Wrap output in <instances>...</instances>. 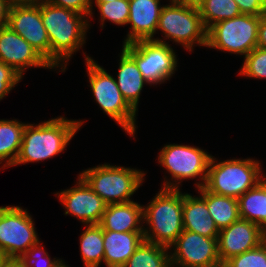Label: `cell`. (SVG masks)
<instances>
[{
    "instance_id": "cell-1",
    "label": "cell",
    "mask_w": 266,
    "mask_h": 267,
    "mask_svg": "<svg viewBox=\"0 0 266 267\" xmlns=\"http://www.w3.org/2000/svg\"><path fill=\"white\" fill-rule=\"evenodd\" d=\"M84 17L73 10L41 1V19L50 40L52 67L68 60L84 44L89 26Z\"/></svg>"
},
{
    "instance_id": "cell-2",
    "label": "cell",
    "mask_w": 266,
    "mask_h": 267,
    "mask_svg": "<svg viewBox=\"0 0 266 267\" xmlns=\"http://www.w3.org/2000/svg\"><path fill=\"white\" fill-rule=\"evenodd\" d=\"M177 184L165 182L163 189L146 208L143 219L150 224L152 231L144 229V240L171 248L183 228V194Z\"/></svg>"
},
{
    "instance_id": "cell-3",
    "label": "cell",
    "mask_w": 266,
    "mask_h": 267,
    "mask_svg": "<svg viewBox=\"0 0 266 267\" xmlns=\"http://www.w3.org/2000/svg\"><path fill=\"white\" fill-rule=\"evenodd\" d=\"M82 124V121L66 120L63 117L37 126L26 124L14 165L42 161L62 152Z\"/></svg>"
},
{
    "instance_id": "cell-4",
    "label": "cell",
    "mask_w": 266,
    "mask_h": 267,
    "mask_svg": "<svg viewBox=\"0 0 266 267\" xmlns=\"http://www.w3.org/2000/svg\"><path fill=\"white\" fill-rule=\"evenodd\" d=\"M211 156L207 179L203 186L207 191L238 199L254 188L263 178L260 165L251 159H233L215 164Z\"/></svg>"
},
{
    "instance_id": "cell-5",
    "label": "cell",
    "mask_w": 266,
    "mask_h": 267,
    "mask_svg": "<svg viewBox=\"0 0 266 267\" xmlns=\"http://www.w3.org/2000/svg\"><path fill=\"white\" fill-rule=\"evenodd\" d=\"M139 170L119 166L101 165L85 170L80 176L107 204L131 202L129 197L142 184Z\"/></svg>"
},
{
    "instance_id": "cell-6",
    "label": "cell",
    "mask_w": 266,
    "mask_h": 267,
    "mask_svg": "<svg viewBox=\"0 0 266 267\" xmlns=\"http://www.w3.org/2000/svg\"><path fill=\"white\" fill-rule=\"evenodd\" d=\"M90 88L102 110L115 120L124 131L135 133L136 111L127 103L120 92L116 79L109 75L91 57H86Z\"/></svg>"
},
{
    "instance_id": "cell-7",
    "label": "cell",
    "mask_w": 266,
    "mask_h": 267,
    "mask_svg": "<svg viewBox=\"0 0 266 267\" xmlns=\"http://www.w3.org/2000/svg\"><path fill=\"white\" fill-rule=\"evenodd\" d=\"M171 1V5L163 6L157 30L160 29L167 39L170 38L184 45L189 51L196 42L206 46L207 30L203 25L198 7L176 0Z\"/></svg>"
},
{
    "instance_id": "cell-8",
    "label": "cell",
    "mask_w": 266,
    "mask_h": 267,
    "mask_svg": "<svg viewBox=\"0 0 266 267\" xmlns=\"http://www.w3.org/2000/svg\"><path fill=\"white\" fill-rule=\"evenodd\" d=\"M260 16L240 14L220 21L207 30V47L248 55L258 42Z\"/></svg>"
},
{
    "instance_id": "cell-9",
    "label": "cell",
    "mask_w": 266,
    "mask_h": 267,
    "mask_svg": "<svg viewBox=\"0 0 266 267\" xmlns=\"http://www.w3.org/2000/svg\"><path fill=\"white\" fill-rule=\"evenodd\" d=\"M165 42L151 39L123 45V50L136 62L146 83L164 82L176 70V55Z\"/></svg>"
},
{
    "instance_id": "cell-10",
    "label": "cell",
    "mask_w": 266,
    "mask_h": 267,
    "mask_svg": "<svg viewBox=\"0 0 266 267\" xmlns=\"http://www.w3.org/2000/svg\"><path fill=\"white\" fill-rule=\"evenodd\" d=\"M39 242L32 218L18 206L0 207V253L17 260Z\"/></svg>"
},
{
    "instance_id": "cell-11",
    "label": "cell",
    "mask_w": 266,
    "mask_h": 267,
    "mask_svg": "<svg viewBox=\"0 0 266 267\" xmlns=\"http://www.w3.org/2000/svg\"><path fill=\"white\" fill-rule=\"evenodd\" d=\"M171 267H222L218 255L217 238H209L189 230H183L172 244Z\"/></svg>"
},
{
    "instance_id": "cell-12",
    "label": "cell",
    "mask_w": 266,
    "mask_h": 267,
    "mask_svg": "<svg viewBox=\"0 0 266 267\" xmlns=\"http://www.w3.org/2000/svg\"><path fill=\"white\" fill-rule=\"evenodd\" d=\"M210 159L211 155L203 149L177 144L164 146L158 158L162 167L164 166L176 180L193 179L200 175L204 182L198 183V188L205 185Z\"/></svg>"
},
{
    "instance_id": "cell-13",
    "label": "cell",
    "mask_w": 266,
    "mask_h": 267,
    "mask_svg": "<svg viewBox=\"0 0 266 267\" xmlns=\"http://www.w3.org/2000/svg\"><path fill=\"white\" fill-rule=\"evenodd\" d=\"M7 26L23 37L51 65V45L41 19V2L11 6Z\"/></svg>"
},
{
    "instance_id": "cell-14",
    "label": "cell",
    "mask_w": 266,
    "mask_h": 267,
    "mask_svg": "<svg viewBox=\"0 0 266 267\" xmlns=\"http://www.w3.org/2000/svg\"><path fill=\"white\" fill-rule=\"evenodd\" d=\"M265 240L266 232L259 225L240 218L219 231L217 245L221 264L258 247Z\"/></svg>"
},
{
    "instance_id": "cell-15",
    "label": "cell",
    "mask_w": 266,
    "mask_h": 267,
    "mask_svg": "<svg viewBox=\"0 0 266 267\" xmlns=\"http://www.w3.org/2000/svg\"><path fill=\"white\" fill-rule=\"evenodd\" d=\"M75 188L62 191L58 197L65 206V214L78 217L85 224H99L107 203L79 175Z\"/></svg>"
},
{
    "instance_id": "cell-16",
    "label": "cell",
    "mask_w": 266,
    "mask_h": 267,
    "mask_svg": "<svg viewBox=\"0 0 266 267\" xmlns=\"http://www.w3.org/2000/svg\"><path fill=\"white\" fill-rule=\"evenodd\" d=\"M0 61L21 77L25 67L53 68L35 48L8 26L0 29Z\"/></svg>"
},
{
    "instance_id": "cell-17",
    "label": "cell",
    "mask_w": 266,
    "mask_h": 267,
    "mask_svg": "<svg viewBox=\"0 0 266 267\" xmlns=\"http://www.w3.org/2000/svg\"><path fill=\"white\" fill-rule=\"evenodd\" d=\"M160 0H129L128 23L131 32L127 35L125 44L138 40H151L154 36L163 6Z\"/></svg>"
},
{
    "instance_id": "cell-18",
    "label": "cell",
    "mask_w": 266,
    "mask_h": 267,
    "mask_svg": "<svg viewBox=\"0 0 266 267\" xmlns=\"http://www.w3.org/2000/svg\"><path fill=\"white\" fill-rule=\"evenodd\" d=\"M144 240V232L103 230L104 257L107 267H122Z\"/></svg>"
},
{
    "instance_id": "cell-19",
    "label": "cell",
    "mask_w": 266,
    "mask_h": 267,
    "mask_svg": "<svg viewBox=\"0 0 266 267\" xmlns=\"http://www.w3.org/2000/svg\"><path fill=\"white\" fill-rule=\"evenodd\" d=\"M143 219V207L136 202L107 204L99 225L103 230L144 232L138 224Z\"/></svg>"
},
{
    "instance_id": "cell-20",
    "label": "cell",
    "mask_w": 266,
    "mask_h": 267,
    "mask_svg": "<svg viewBox=\"0 0 266 267\" xmlns=\"http://www.w3.org/2000/svg\"><path fill=\"white\" fill-rule=\"evenodd\" d=\"M183 228L197 234L218 238L219 229L209 215L206 202L201 197L183 194Z\"/></svg>"
},
{
    "instance_id": "cell-21",
    "label": "cell",
    "mask_w": 266,
    "mask_h": 267,
    "mask_svg": "<svg viewBox=\"0 0 266 267\" xmlns=\"http://www.w3.org/2000/svg\"><path fill=\"white\" fill-rule=\"evenodd\" d=\"M146 80L136 62L122 49L116 84L127 103L137 111L140 92Z\"/></svg>"
},
{
    "instance_id": "cell-22",
    "label": "cell",
    "mask_w": 266,
    "mask_h": 267,
    "mask_svg": "<svg viewBox=\"0 0 266 267\" xmlns=\"http://www.w3.org/2000/svg\"><path fill=\"white\" fill-rule=\"evenodd\" d=\"M199 191L219 231L241 218L238 199L211 193L204 187L199 188Z\"/></svg>"
},
{
    "instance_id": "cell-23",
    "label": "cell",
    "mask_w": 266,
    "mask_h": 267,
    "mask_svg": "<svg viewBox=\"0 0 266 267\" xmlns=\"http://www.w3.org/2000/svg\"><path fill=\"white\" fill-rule=\"evenodd\" d=\"M240 217L266 232V178L238 198Z\"/></svg>"
},
{
    "instance_id": "cell-24",
    "label": "cell",
    "mask_w": 266,
    "mask_h": 267,
    "mask_svg": "<svg viewBox=\"0 0 266 267\" xmlns=\"http://www.w3.org/2000/svg\"><path fill=\"white\" fill-rule=\"evenodd\" d=\"M26 124L16 120H0V161L6 160L4 167L13 166L22 143Z\"/></svg>"
},
{
    "instance_id": "cell-25",
    "label": "cell",
    "mask_w": 266,
    "mask_h": 267,
    "mask_svg": "<svg viewBox=\"0 0 266 267\" xmlns=\"http://www.w3.org/2000/svg\"><path fill=\"white\" fill-rule=\"evenodd\" d=\"M169 248L143 240L122 267H171Z\"/></svg>"
},
{
    "instance_id": "cell-26",
    "label": "cell",
    "mask_w": 266,
    "mask_h": 267,
    "mask_svg": "<svg viewBox=\"0 0 266 267\" xmlns=\"http://www.w3.org/2000/svg\"><path fill=\"white\" fill-rule=\"evenodd\" d=\"M80 239V251L85 267H99L104 257L103 229L101 226L88 224Z\"/></svg>"
},
{
    "instance_id": "cell-27",
    "label": "cell",
    "mask_w": 266,
    "mask_h": 267,
    "mask_svg": "<svg viewBox=\"0 0 266 267\" xmlns=\"http://www.w3.org/2000/svg\"><path fill=\"white\" fill-rule=\"evenodd\" d=\"M203 25L208 30L212 25L240 15L234 0H205L198 6Z\"/></svg>"
},
{
    "instance_id": "cell-28",
    "label": "cell",
    "mask_w": 266,
    "mask_h": 267,
    "mask_svg": "<svg viewBox=\"0 0 266 267\" xmlns=\"http://www.w3.org/2000/svg\"><path fill=\"white\" fill-rule=\"evenodd\" d=\"M101 15V22L106 19L117 25L128 23L129 0H115L111 2H95Z\"/></svg>"
},
{
    "instance_id": "cell-29",
    "label": "cell",
    "mask_w": 266,
    "mask_h": 267,
    "mask_svg": "<svg viewBox=\"0 0 266 267\" xmlns=\"http://www.w3.org/2000/svg\"><path fill=\"white\" fill-rule=\"evenodd\" d=\"M222 267H266V240L258 247L230 258Z\"/></svg>"
},
{
    "instance_id": "cell-30",
    "label": "cell",
    "mask_w": 266,
    "mask_h": 267,
    "mask_svg": "<svg viewBox=\"0 0 266 267\" xmlns=\"http://www.w3.org/2000/svg\"><path fill=\"white\" fill-rule=\"evenodd\" d=\"M239 74L251 78H266V49L255 47L246 55Z\"/></svg>"
},
{
    "instance_id": "cell-31",
    "label": "cell",
    "mask_w": 266,
    "mask_h": 267,
    "mask_svg": "<svg viewBox=\"0 0 266 267\" xmlns=\"http://www.w3.org/2000/svg\"><path fill=\"white\" fill-rule=\"evenodd\" d=\"M40 242H38L36 245L30 247L24 254H22L16 261L22 266V267H35L36 265L38 266L37 262L39 258L38 253H43L41 257H43L46 261H44L45 263H43L44 265H40V267H58L59 265H61L63 262L62 260H51L49 255L42 249L40 248ZM38 251V252H37ZM38 256V257H37ZM33 259V260H32ZM33 264H32V263ZM37 262V263H36ZM35 264V265H34ZM42 264V263H41Z\"/></svg>"
},
{
    "instance_id": "cell-32",
    "label": "cell",
    "mask_w": 266,
    "mask_h": 267,
    "mask_svg": "<svg viewBox=\"0 0 266 267\" xmlns=\"http://www.w3.org/2000/svg\"><path fill=\"white\" fill-rule=\"evenodd\" d=\"M21 78L11 67L0 61V99L8 94Z\"/></svg>"
},
{
    "instance_id": "cell-33",
    "label": "cell",
    "mask_w": 266,
    "mask_h": 267,
    "mask_svg": "<svg viewBox=\"0 0 266 267\" xmlns=\"http://www.w3.org/2000/svg\"><path fill=\"white\" fill-rule=\"evenodd\" d=\"M55 6L64 7L75 11L76 13L83 14L84 16H91L92 14V0H44Z\"/></svg>"
},
{
    "instance_id": "cell-34",
    "label": "cell",
    "mask_w": 266,
    "mask_h": 267,
    "mask_svg": "<svg viewBox=\"0 0 266 267\" xmlns=\"http://www.w3.org/2000/svg\"><path fill=\"white\" fill-rule=\"evenodd\" d=\"M241 14L262 16L266 13V0H234Z\"/></svg>"
},
{
    "instance_id": "cell-35",
    "label": "cell",
    "mask_w": 266,
    "mask_h": 267,
    "mask_svg": "<svg viewBox=\"0 0 266 267\" xmlns=\"http://www.w3.org/2000/svg\"><path fill=\"white\" fill-rule=\"evenodd\" d=\"M257 47L266 49V13L260 16Z\"/></svg>"
},
{
    "instance_id": "cell-36",
    "label": "cell",
    "mask_w": 266,
    "mask_h": 267,
    "mask_svg": "<svg viewBox=\"0 0 266 267\" xmlns=\"http://www.w3.org/2000/svg\"><path fill=\"white\" fill-rule=\"evenodd\" d=\"M10 7L6 0H0V29L7 26Z\"/></svg>"
},
{
    "instance_id": "cell-37",
    "label": "cell",
    "mask_w": 266,
    "mask_h": 267,
    "mask_svg": "<svg viewBox=\"0 0 266 267\" xmlns=\"http://www.w3.org/2000/svg\"><path fill=\"white\" fill-rule=\"evenodd\" d=\"M10 6L39 4L43 0H6Z\"/></svg>"
},
{
    "instance_id": "cell-38",
    "label": "cell",
    "mask_w": 266,
    "mask_h": 267,
    "mask_svg": "<svg viewBox=\"0 0 266 267\" xmlns=\"http://www.w3.org/2000/svg\"><path fill=\"white\" fill-rule=\"evenodd\" d=\"M178 2H181L183 4H187L189 6L198 7L200 6L205 0H176Z\"/></svg>"
},
{
    "instance_id": "cell-39",
    "label": "cell",
    "mask_w": 266,
    "mask_h": 267,
    "mask_svg": "<svg viewBox=\"0 0 266 267\" xmlns=\"http://www.w3.org/2000/svg\"><path fill=\"white\" fill-rule=\"evenodd\" d=\"M1 267H22L16 260H6Z\"/></svg>"
},
{
    "instance_id": "cell-40",
    "label": "cell",
    "mask_w": 266,
    "mask_h": 267,
    "mask_svg": "<svg viewBox=\"0 0 266 267\" xmlns=\"http://www.w3.org/2000/svg\"><path fill=\"white\" fill-rule=\"evenodd\" d=\"M6 261V259L4 258V256L0 253V267L2 266V264Z\"/></svg>"
},
{
    "instance_id": "cell-41",
    "label": "cell",
    "mask_w": 266,
    "mask_h": 267,
    "mask_svg": "<svg viewBox=\"0 0 266 267\" xmlns=\"http://www.w3.org/2000/svg\"><path fill=\"white\" fill-rule=\"evenodd\" d=\"M111 1H115V0H95V2H111Z\"/></svg>"
},
{
    "instance_id": "cell-42",
    "label": "cell",
    "mask_w": 266,
    "mask_h": 267,
    "mask_svg": "<svg viewBox=\"0 0 266 267\" xmlns=\"http://www.w3.org/2000/svg\"><path fill=\"white\" fill-rule=\"evenodd\" d=\"M58 267H68V266H66L64 263H62V264L59 265Z\"/></svg>"
}]
</instances>
